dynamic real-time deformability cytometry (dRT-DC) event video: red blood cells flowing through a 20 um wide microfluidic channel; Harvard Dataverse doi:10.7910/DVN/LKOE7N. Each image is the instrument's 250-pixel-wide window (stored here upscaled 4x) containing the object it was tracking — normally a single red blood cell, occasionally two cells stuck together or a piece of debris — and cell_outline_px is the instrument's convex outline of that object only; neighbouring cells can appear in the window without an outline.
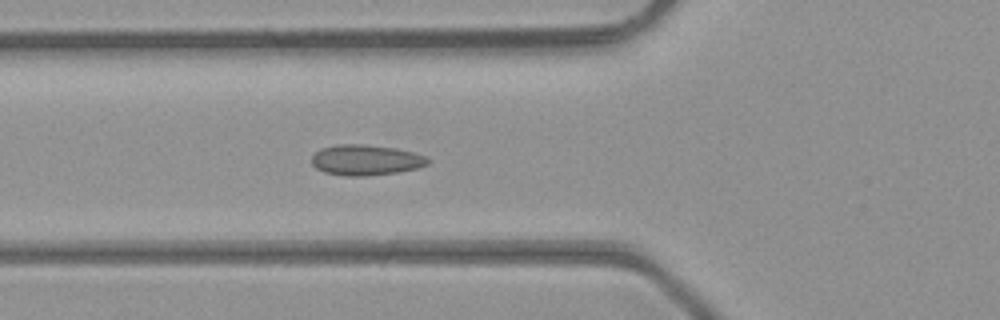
{"species": "common noctule bat (a hibernating species)", "species_latin": "Nyctalus noctula", "temperature_condition": "room temperature", "stored_images_in_passage": 47, "camera_frame_rate_fps": 3000, "um_per_image_px": 0.085, "animal": {"sex": "male", "body_mass_g": 23.1, "forearm_length_mm": 52.7}, "frame": {"image": 1, "passage_image": 17, "time_ms": 5.333, "image_size_px": [1000, 320], "cell_outline_px": [[432, 160], [428, 164], [416, 168], [400, 172], [368, 176], [348, 176], [324, 172], [316, 168], [312, 164], [312, 156], [320, 148], [336, 144], [364, 144], [396, 148], [412, 152], [424, 156]], "centroid_in_image_um": [31.09, 13.6], "position_along_channel_um": 94.7, "area_um2": 20.81}}
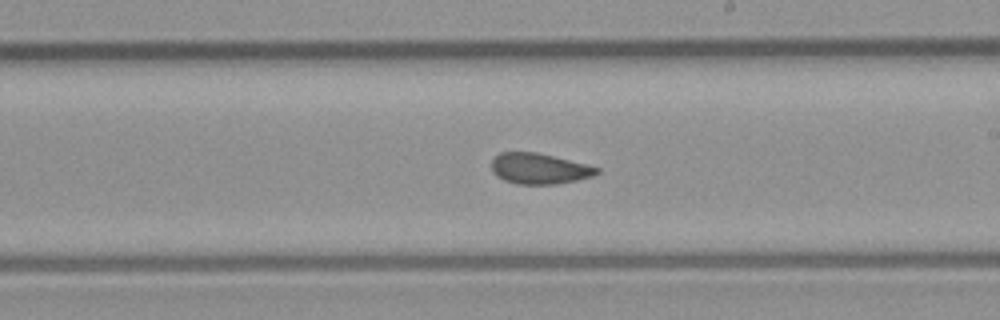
{"frame": {"image": 2, "passage_image": 27, "time_ms": 8.667, "image_size_px": [1000, 320], "cell_outline_px": [[600, 172], [592, 176], [576, 180], [556, 184], [516, 184], [504, 180], [496, 176], [492, 172], [492, 160], [500, 152], [536, 152], [600, 168]], "centroid_in_image_um": [45.8, 14.34], "position_along_channel_um": 243.2, "area_um2": 18.67}}
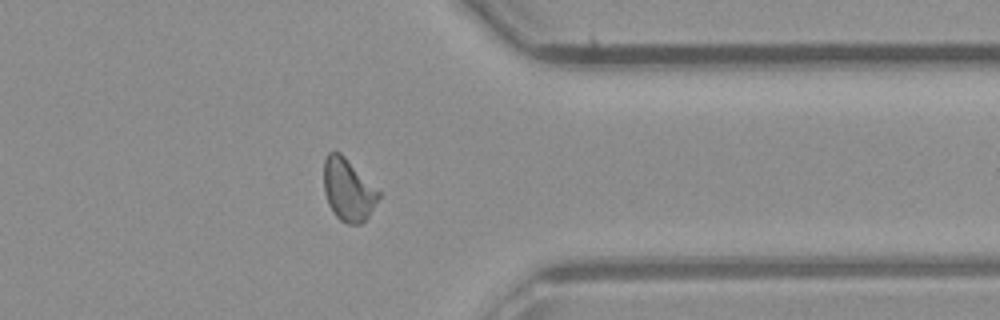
{"frame": {"image": 3, "passage_image": 37, "time_ms": 12.0, "image_size_px": [1000, 320], "cell_outline_px": [[380, 196], [368, 216], [360, 224], [348, 224], [340, 220], [332, 212], [328, 204], [324, 192], [324, 160], [328, 152], [340, 152], [380, 192]], "centroid_in_image_um": [29.56, 16.14], "position_along_channel_um": 381.8, "area_um2": 19.65}, "authors_computed_cell_mechanics": {"area_um2": 19.5942, "velocity_mm_per_s": 4.4395, "shape_relaxation_time_tau1_ms": null, "shape_relaxation_time_tau2_ms": 1.5448, "deformation_change_tau1": null, "deformation_change_tau2": 0.059}}